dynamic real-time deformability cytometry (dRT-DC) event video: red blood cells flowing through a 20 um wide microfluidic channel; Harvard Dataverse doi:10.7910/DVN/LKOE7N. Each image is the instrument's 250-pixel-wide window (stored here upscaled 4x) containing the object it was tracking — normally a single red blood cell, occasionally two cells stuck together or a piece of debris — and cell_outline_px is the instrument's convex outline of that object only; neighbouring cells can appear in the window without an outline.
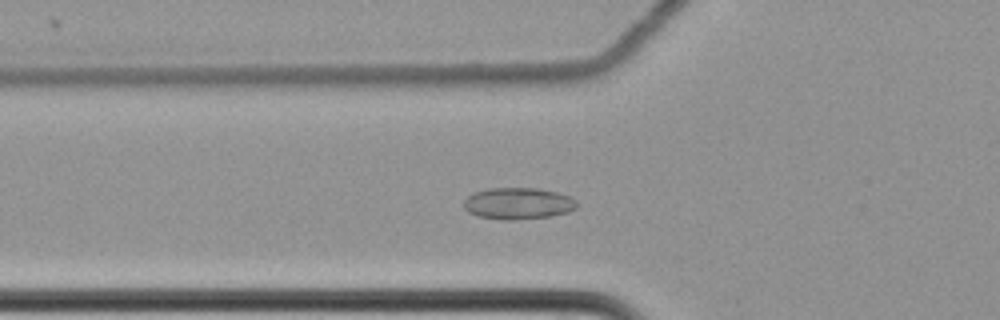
{"species": "common noctule bat (a hibernating species)", "species_latin": "Nyctalus noctula", "temperature_condition": "cold", "stored_images_in_passage": 63, "camera_frame_rate_fps": 3000, "um_per_image_px": 0.085, "animal": {"sex": "female", "body_mass_g": 22.7, "forearm_length_mm": 54.2}, "frame": {"image": 1, "passage_image": 25, "time_ms": 8.0, "image_size_px": [1000, 320], "cell_outline_px": [[576, 208], [568, 212], [552, 216], [512, 220], [500, 220], [476, 216], [468, 212], [464, 208], [464, 200], [472, 192], [488, 188], [540, 188], [556, 192], [568, 196], [576, 200]], "centroid_in_image_um": [44.0, 17.29], "position_along_channel_um": 81.8, "area_um2": 21.04}}
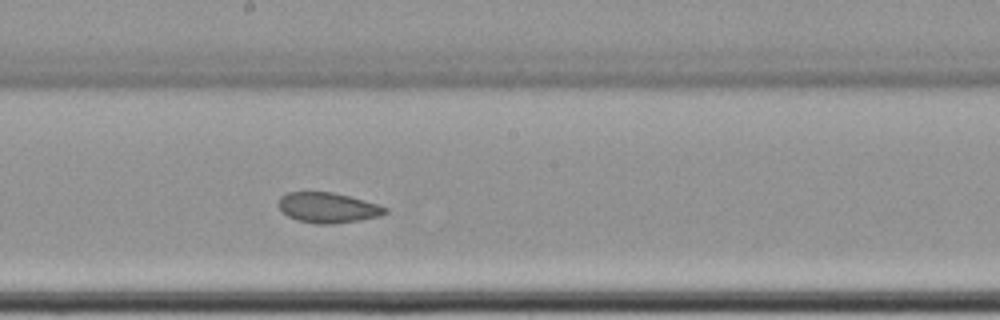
{"frame": {"image": 2, "passage_image": 37, "time_ms": 12.0, "image_size_px": [1000, 320], "cell_outline_px": [[388, 212], [380, 216], [360, 220], [332, 224], [316, 224], [296, 220], [280, 212], [276, 204], [280, 196], [288, 192], [332, 192], [380, 204], [388, 208]], "centroid_in_image_um": [27.83, 17.66], "position_along_channel_um": 220.4, "area_um2": 19.13}}
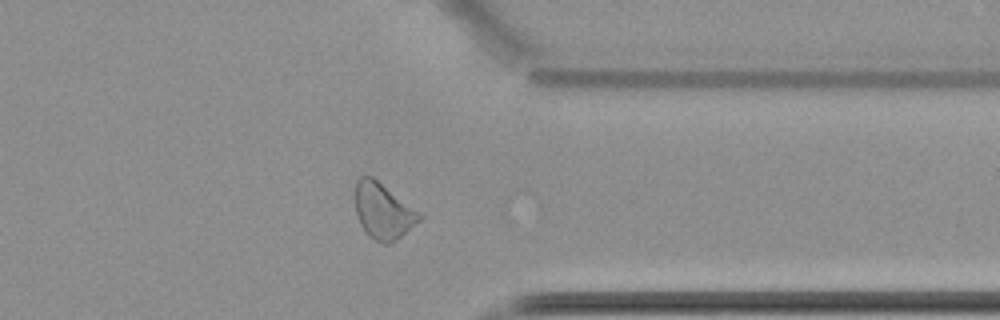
{"frame": {"image": 3, "passage_image": 51, "time_ms": 16.667, "image_size_px": [1000, 320], "cell_outline_px": [[424, 216], [420, 220], [396, 240], [388, 244], [384, 244], [368, 236], [360, 224], [356, 212], [356, 180], [360, 176], [372, 176], [420, 212]], "centroid_in_image_um": [32.56, 17.94], "position_along_channel_um": 378.8, "area_um2": 20.69}, "authors_computed_cell_mechanics": {"area_um2": 21.4438, "velocity_mm_per_s": 3.4741, "shape_relaxation_time_tau1_ms": null, "shape_relaxation_time_tau2_ms": 3.3498, "deformation_change_tau1": null, "deformation_change_tau2": 0.0678}}